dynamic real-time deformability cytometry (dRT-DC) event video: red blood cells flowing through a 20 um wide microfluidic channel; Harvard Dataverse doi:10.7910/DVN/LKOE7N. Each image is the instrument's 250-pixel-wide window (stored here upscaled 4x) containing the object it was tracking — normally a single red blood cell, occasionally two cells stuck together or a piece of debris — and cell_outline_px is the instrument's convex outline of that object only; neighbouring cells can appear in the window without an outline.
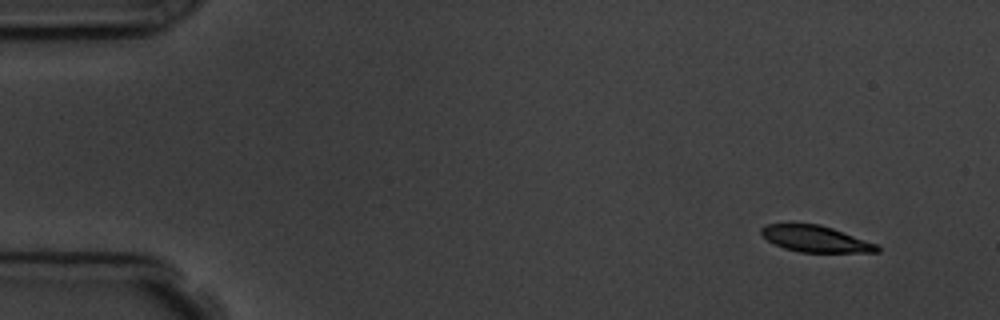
{"species": "common noctule bat (a hibernating species)", "species_latin": "Nyctalus noctula", "temperature_condition": "room temperature", "stored_images_in_passage": 4, "camera_frame_rate_fps": 3000, "um_per_image_px": 0.085, "animal": {"sex": "male", "body_mass_g": 19.5, "forearm_length_mm": 54.6}, "frame": {"image": 1, "passage_image": 1, "time_ms": 0.0, "image_size_px": [1000, 320], "cell_outline_px": [[880, 252], [800, 252], [784, 248], [768, 240], [760, 232], [760, 228], [764, 224], [820, 224], [832, 228], [876, 244], [880, 248]], "centroid_in_image_um": [69.3, 20.3], "position_along_channel_um": 15.7, "area_um2": 17.51}}
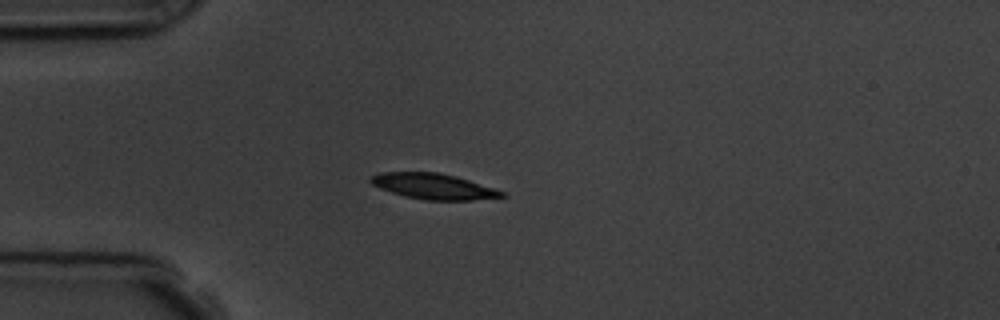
{"frame": {"image": 2, "passage_image": 4, "time_ms": 3.333, "image_size_px": [1000, 320], "cell_outline_px": [[508, 196], [472, 200], [424, 200], [404, 196], [380, 188], [372, 184], [368, 180], [372, 176], [380, 172], [440, 172], [456, 176], [504, 192]], "centroid_in_image_um": [36.82, 15.84], "position_along_channel_um": 48.2, "area_um2": 19.48}}